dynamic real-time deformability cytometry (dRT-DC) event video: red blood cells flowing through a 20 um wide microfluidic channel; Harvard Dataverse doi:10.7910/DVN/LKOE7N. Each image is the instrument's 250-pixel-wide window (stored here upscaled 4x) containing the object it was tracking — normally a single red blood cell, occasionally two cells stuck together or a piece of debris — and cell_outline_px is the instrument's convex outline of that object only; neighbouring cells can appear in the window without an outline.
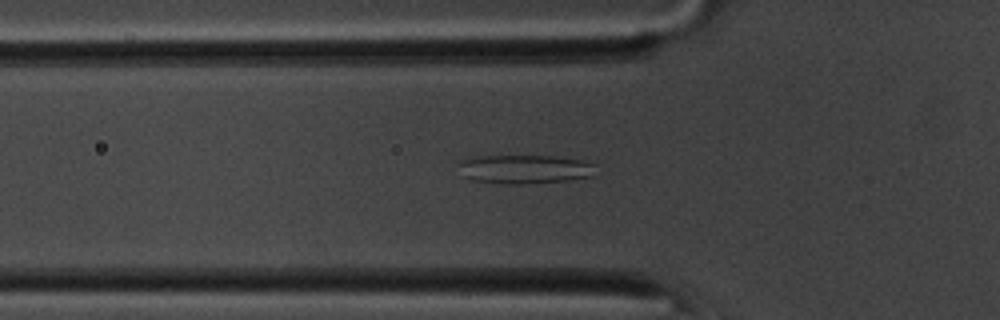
{"species": "common noctule bat (a hibernating species)", "species_latin": "Nyctalus noctula", "temperature_condition": "room temperature", "stored_images_in_passage": 54, "camera_frame_rate_fps": 3000, "um_per_image_px": 0.085, "animal": {"sex": "male", "body_mass_g": 20.1, "forearm_length_mm": 53.5}, "frame": {"image": 1, "passage_image": 18, "time_ms": 5.667, "image_size_px": [1000, 320], "cell_outline_px": [[596, 164], [592, 176], [568, 180], [520, 184], [508, 184], [472, 180], [464, 176], [456, 160], [476, 156], [552, 156], [584, 160]], "centroid_in_image_um": [44.58, 14.37], "position_along_channel_um": 81.2, "area_um2": 23.12}}
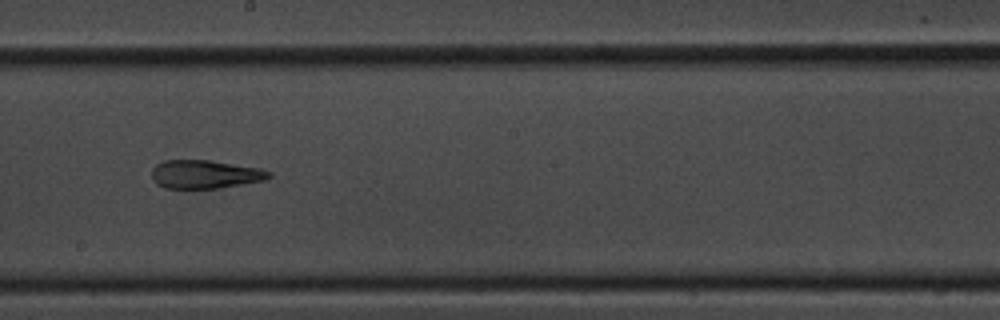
{"frame": {"image": 2, "passage_image": 30, "time_ms": 9.667, "image_size_px": [1000, 320], "cell_outline_px": [[272, 176], [264, 180], [220, 188], [164, 188], [156, 184], [152, 180], [152, 168], [156, 164], [164, 160], [208, 160], [260, 168], [272, 172]], "centroid_in_image_um": [17.41, 14.81], "position_along_channel_um": 230.8, "area_um2": 19.48}}
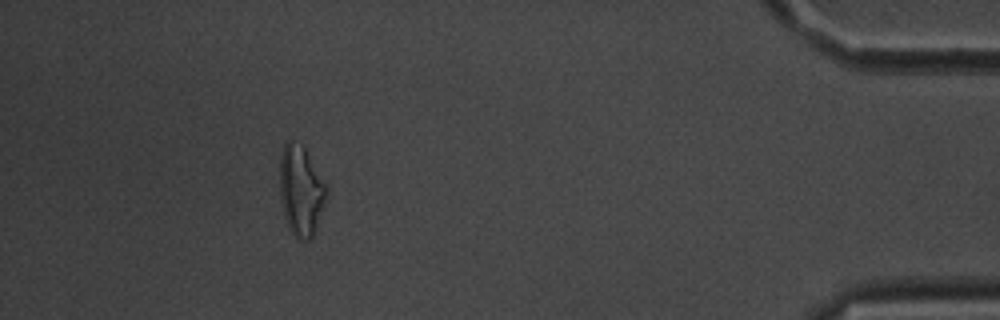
{"frame": {"image": 3, "passage_image": 49, "time_ms": 16.0, "image_size_px": [1000, 320], "cell_outline_px": [[328, 188], [316, 228], [312, 236], [308, 240], [300, 240], [288, 228], [284, 216], [280, 200], [280, 152], [284, 144], [288, 140], [292, 140], [304, 148]], "centroid_in_image_um": [25.54, 16.2], "position_along_channel_um": 409.7, "area_um2": 24.16}, "authors_computed_cell_mechanics": {"area_um2": 22.1374, "velocity_mm_per_s": 3.7243, "shape_relaxation_time_tau1_ms": null, "shape_relaxation_time_tau2_ms": 3.5218, "deformation_change_tau1": null, "deformation_change_tau2": 0.1228}}